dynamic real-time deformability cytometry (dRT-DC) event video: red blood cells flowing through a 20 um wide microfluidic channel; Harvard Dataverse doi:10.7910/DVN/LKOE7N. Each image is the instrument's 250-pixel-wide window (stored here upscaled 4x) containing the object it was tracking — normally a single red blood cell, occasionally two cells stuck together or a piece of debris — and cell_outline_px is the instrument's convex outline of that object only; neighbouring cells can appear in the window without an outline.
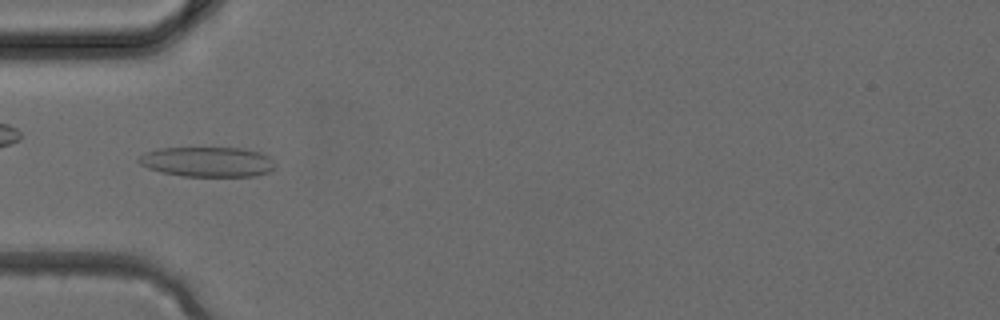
{"species": "common noctule bat (a hibernating species)", "species_latin": "Nyctalus noctula", "temperature_condition": "cold", "stored_images_in_passage": 36, "camera_frame_rate_fps": 3000, "um_per_image_px": 0.085, "animal": {"sex": "female", "body_mass_g": 24.6, "forearm_length_mm": 56.2}, "frame": {"image": 1, "passage_image": 11, "time_ms": 3.333, "image_size_px": [1000, 320], "cell_outline_px": [[276, 168], [268, 172], [256, 176], [184, 176], [160, 172], [148, 168], [140, 164], [136, 160], [144, 152], [160, 148], [244, 148], [260, 152], [268, 156], [272, 160]], "centroid_in_image_um": [17.63, 13.75], "position_along_channel_um": 67.4, "area_um2": 23.93}}
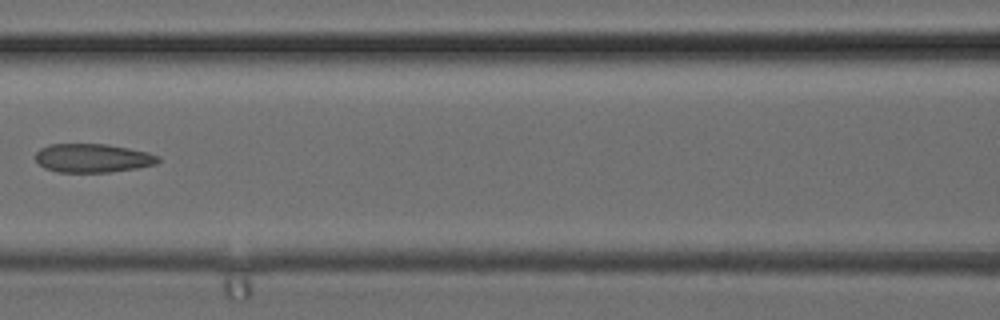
{"frame": {"image": 2, "passage_image": 16, "time_ms": 5.0, "image_size_px": [1000, 320], "cell_outline_px": [[160, 160], [156, 164], [136, 168], [108, 172], [56, 172], [44, 168], [36, 160], [36, 152], [40, 148], [48, 144], [108, 144], [148, 152], [160, 156]], "centroid_in_image_um": [7.87, 13.43], "position_along_channel_um": 158.7, "area_um2": 20.58}}